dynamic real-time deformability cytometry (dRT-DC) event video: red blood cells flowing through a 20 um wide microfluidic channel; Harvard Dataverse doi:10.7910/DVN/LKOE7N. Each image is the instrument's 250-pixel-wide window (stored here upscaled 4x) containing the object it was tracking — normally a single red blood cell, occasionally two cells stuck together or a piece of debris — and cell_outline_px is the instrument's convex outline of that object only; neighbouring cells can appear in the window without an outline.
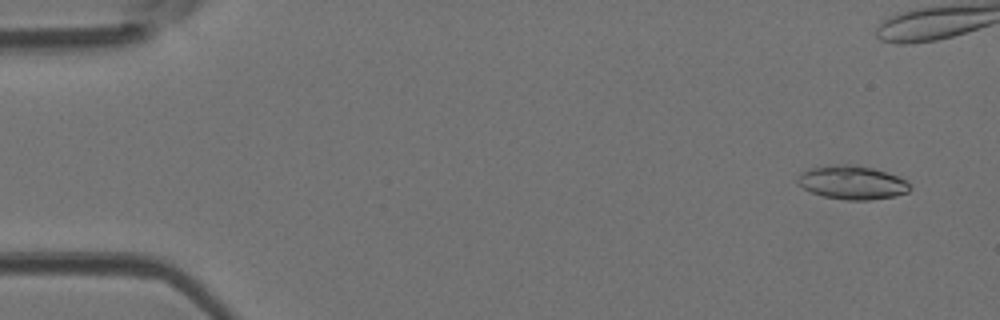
{"species": "Egyptian fruit bat (a non-hibernating species)", "species_latin": "Rousettus aegyptiacus", "temperature_condition": "room temperature", "stored_images_in_passage": 12, "camera_frame_rate_fps": 3000, "um_per_image_px": 0.085, "animal": {"sex": "female"}, "frame": {"image": 1, "passage_image": 3, "time_ms": 0.667, "image_size_px": [1000, 320], "cell_outline_px": [[912, 188], [908, 192], [896, 196], [868, 200], [848, 200], [824, 196], [812, 192], [804, 188], [796, 180], [800, 172], [812, 168], [828, 164], [848, 164], [872, 168], [908, 180]], "centroid_in_image_um": [72.45, 15.51], "position_along_channel_um": 12.6, "area_um2": 21.96}}